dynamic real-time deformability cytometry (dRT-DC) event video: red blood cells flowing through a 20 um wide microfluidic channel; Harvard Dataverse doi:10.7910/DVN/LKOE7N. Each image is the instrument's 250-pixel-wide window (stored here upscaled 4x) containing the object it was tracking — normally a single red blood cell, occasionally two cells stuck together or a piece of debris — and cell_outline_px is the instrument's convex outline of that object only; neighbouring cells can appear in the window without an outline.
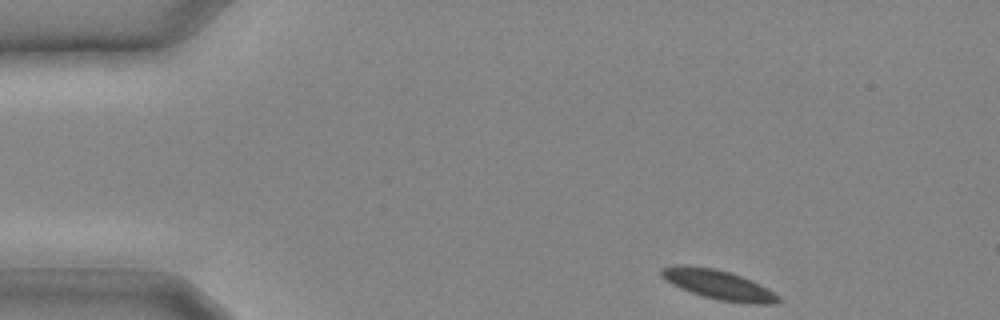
{"species": "common noctule bat (a hibernating species)", "species_latin": "Nyctalus noctula", "temperature_condition": "cold", "stored_images_in_passage": 23, "camera_frame_rate_fps": 3000, "um_per_image_px": 0.085, "animal": {"sex": "male", "body_mass_g": 20.4}, "frame": {"image": 1, "passage_image": 1, "time_ms": 0.0, "image_size_px": [1000, 320], "cell_outline_px": [[780, 300], [772, 304], [756, 304], [720, 300], [704, 296], [692, 292], [668, 280], [660, 272], [664, 268], [676, 264], [716, 268], [752, 280], [768, 288], [780, 296]], "centroid_in_image_um": [61.16, 24.19], "position_along_channel_um": 23.8, "area_um2": 19.48}}
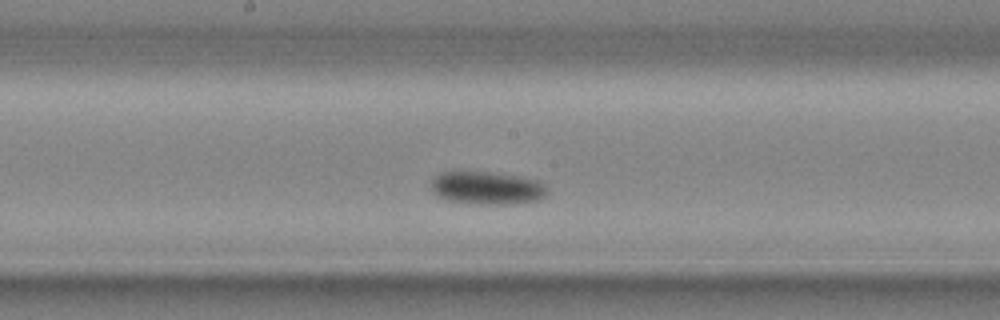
{"frame": {"image": 2, "passage_image": 12, "time_ms": 3.667, "image_size_px": [1000, 320], "cell_outline_px": [[548, 196], [540, 200], [520, 204], [476, 204], [448, 200], [436, 196], [432, 192], [432, 180], [440, 172], [496, 172], [520, 176], [540, 180], [548, 188]], "centroid_in_image_um": [41.48, 15.99], "position_along_channel_um": 206.7, "area_um2": 22.83}}
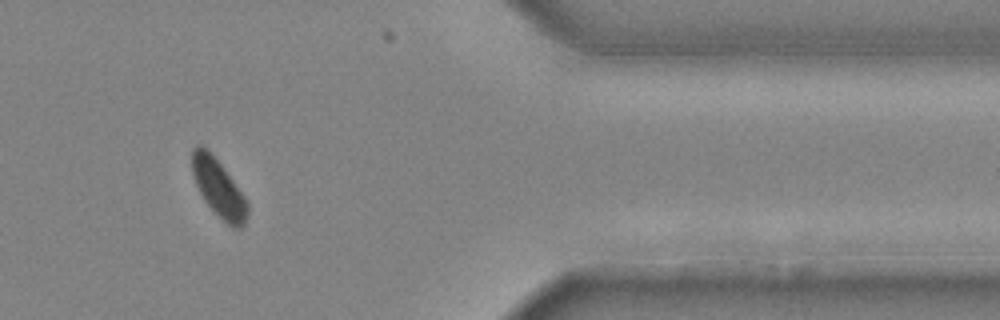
{"frame": {"image": 3, "passage_image": 21, "time_ms": 6.667, "image_size_px": [1000, 320], "cell_outline_px": [[248, 212], [244, 224], [240, 228], [232, 228], [204, 200], [196, 184], [192, 172], [192, 148], [196, 144], [200, 144], [220, 164], [248, 200]], "centroid_in_image_um": [18.59, 16.0], "position_along_channel_um": 392.8, "area_um2": 18.09}}